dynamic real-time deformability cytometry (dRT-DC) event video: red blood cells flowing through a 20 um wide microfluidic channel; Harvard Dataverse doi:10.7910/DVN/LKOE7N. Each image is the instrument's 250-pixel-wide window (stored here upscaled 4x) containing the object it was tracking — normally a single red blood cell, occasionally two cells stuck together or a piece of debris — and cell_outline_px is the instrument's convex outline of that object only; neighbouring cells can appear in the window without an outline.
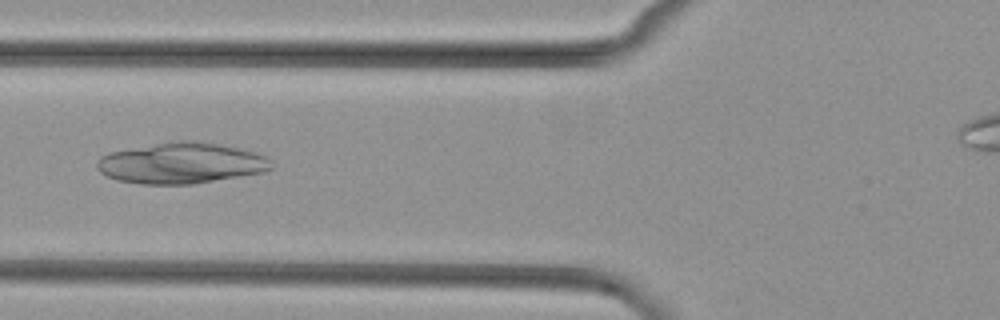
{"species": "common noctule bat (a hibernating species)", "species_latin": "Nyctalus noctula", "temperature_condition": "cold", "stored_images_in_passage": 36, "camera_frame_rate_fps": 3000, "um_per_image_px": 0.085, "animal": {"sex": "female", "body_mass_g": 29.2, "forearm_length_mm": 56.3}, "frame": {"image": 1, "passage_image": 8, "time_ms": 2.333, "image_size_px": [1000, 320], "cell_outline_px": [[272, 168], [264, 172], [192, 184], [140, 184], [116, 180], [100, 172], [96, 168], [96, 160], [100, 156], [112, 152], [156, 144], [184, 140], [188, 140], [220, 144], [256, 152], [272, 160]], "centroid_in_image_um": [15.41, 13.88], "position_along_channel_um": 110.4, "area_um2": 41.27}}
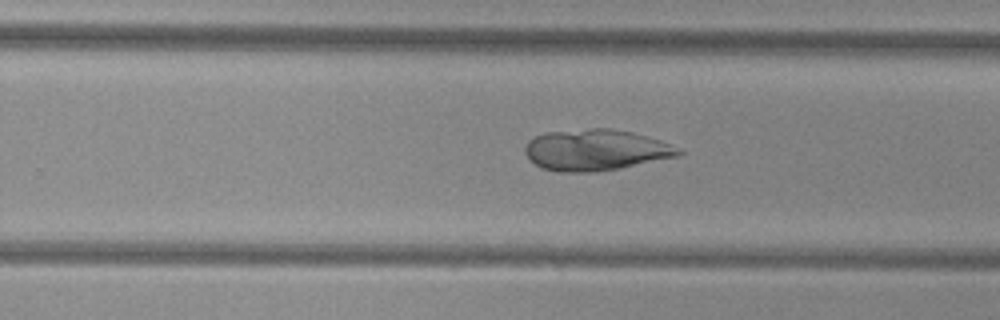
{"frame": {"image": 2, "passage_image": 21, "time_ms": 6.667, "image_size_px": [1000, 320], "cell_outline_px": [[684, 152], [680, 156], [620, 168], [596, 172], [560, 172], [540, 168], [524, 152], [524, 148], [528, 140], [544, 132], [592, 128], [612, 128], [632, 132], [648, 136], [672, 144], [680, 148]], "centroid_in_image_um": [50.67, 12.74], "position_along_channel_um": 279.1, "area_um2": 37.17}}
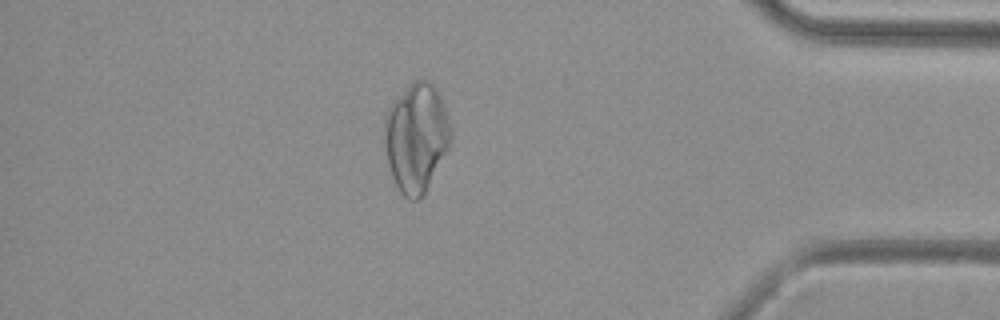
{"frame": {"image": 3, "passage_image": 33, "time_ms": 10.667, "image_size_px": [1000, 320], "cell_outline_px": [[452, 140], [424, 196], [416, 200], [408, 200], [400, 192], [392, 176], [388, 164], [384, 148], [384, 120], [388, 108], [412, 80], [428, 80], [436, 88], [440, 96], [452, 124]], "centroid_in_image_um": [35.4, 11.7], "position_along_channel_um": 399.8, "area_um2": 42.48}}